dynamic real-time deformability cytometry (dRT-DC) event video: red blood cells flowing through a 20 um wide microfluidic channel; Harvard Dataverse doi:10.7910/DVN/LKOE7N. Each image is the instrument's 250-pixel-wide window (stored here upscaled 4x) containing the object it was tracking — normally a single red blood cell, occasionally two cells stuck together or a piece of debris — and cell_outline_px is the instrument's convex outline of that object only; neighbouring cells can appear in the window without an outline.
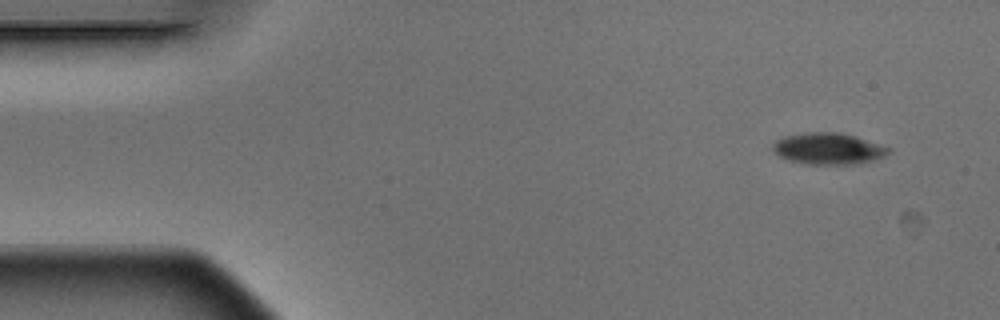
{"species": "Egyptian fruit bat (a non-hibernating species)", "species_latin": "Rousettus aegyptiacus", "temperature_condition": "warm", "stored_images_in_passage": 4, "camera_frame_rate_fps": 3000, "um_per_image_px": 0.085, "animal": {"sex": "male"}, "frame": {"image": 1, "passage_image": 1, "time_ms": 0.0, "image_size_px": [1000, 320], "cell_outline_px": [[888, 152], [884, 156], [860, 164], [808, 164], [788, 160], [780, 156], [772, 148], [772, 144], [776, 140], [784, 136], [808, 132], [840, 132], [856, 136], [888, 148]], "centroid_in_image_um": [70.36, 12.63], "position_along_channel_um": 14.6, "area_um2": 20.98}}
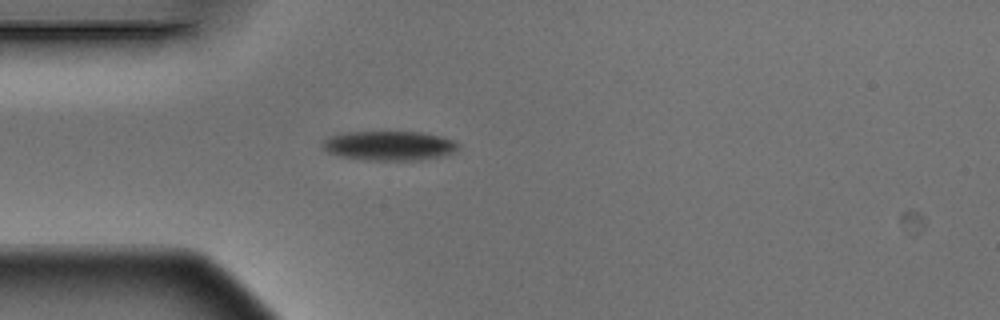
{"frame": {"image": 2, "passage_image": 4, "time_ms": 1.0, "image_size_px": [1000, 320], "cell_outline_px": [[460, 148], [444, 156], [420, 160], [364, 160], [340, 156], [328, 152], [324, 148], [324, 140], [328, 136], [344, 132], [420, 132], [440, 136], [456, 140], [460, 144]], "centroid_in_image_um": [33.13, 12.38], "position_along_channel_um": 51.9, "area_um2": 23.41}}